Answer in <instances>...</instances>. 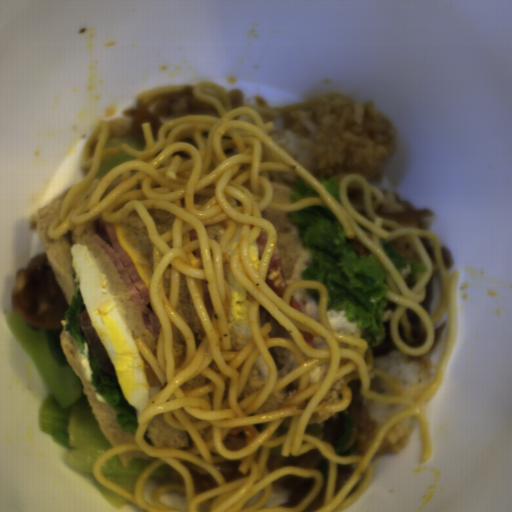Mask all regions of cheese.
Returning <instances> with one entry per match:
<instances>
[{"instance_id":"1","label":"cheese","mask_w":512,"mask_h":512,"mask_svg":"<svg viewBox=\"0 0 512 512\" xmlns=\"http://www.w3.org/2000/svg\"><path fill=\"white\" fill-rule=\"evenodd\" d=\"M113 226H114V230H115V234H116V238H117L118 244L129 255V257H130V259H131V261H132V263H133V265H134V267H135V269H136V271H137V273H138L142 283L144 284V286L146 287V289L150 293L151 279H150L148 273L146 272L145 268L141 264L140 260L136 256L135 252L131 248L130 244L123 238L122 228H121L120 221L117 222L116 224H113Z\"/></svg>"}]
</instances>
